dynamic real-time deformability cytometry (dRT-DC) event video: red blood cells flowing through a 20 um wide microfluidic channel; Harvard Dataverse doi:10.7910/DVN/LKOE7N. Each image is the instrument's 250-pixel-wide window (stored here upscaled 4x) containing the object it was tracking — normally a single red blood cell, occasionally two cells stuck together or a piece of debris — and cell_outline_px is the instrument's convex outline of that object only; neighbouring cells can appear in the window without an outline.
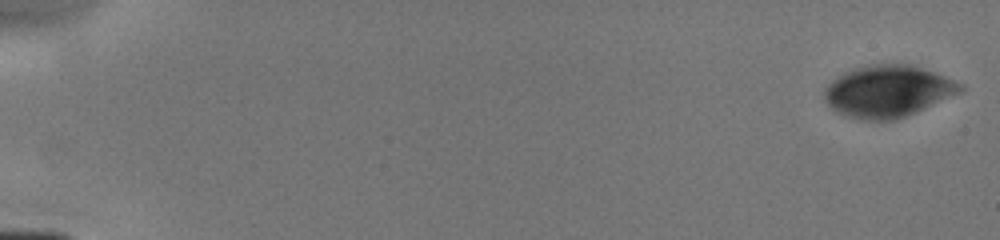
{"species": "human", "species_latin": "Homo sapiens", "temperature_condition": "cold", "stored_images_in_passage": 8, "camera_frame_rate_fps": 3000, "um_per_image_px": 0.085, "donor": {"sex": "male"}, "frame": {"image": 1, "passage_image": 1, "time_ms": 0.0, "image_size_px": [1000, 240], "cell_outline_px": [[964, 88], [960, 92], [916, 112], [896, 120], [860, 120], [844, 116], [836, 112], [824, 100], [824, 88], [832, 80], [844, 72], [868, 64], [912, 64], [944, 76], [964, 84]], "centroid_in_image_um": [75.44, 7.76], "position_along_channel_um": 9.6, "area_um2": 41.1}}
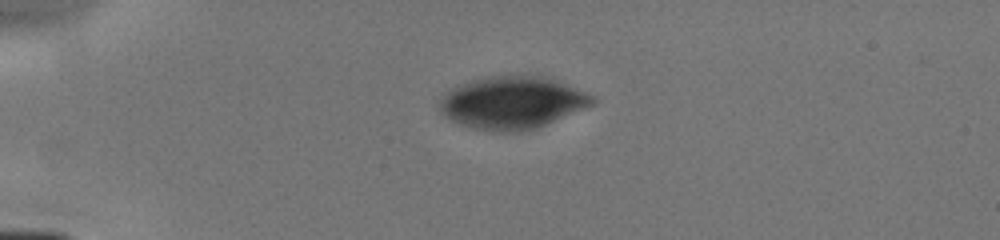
{"frame": {"image": 2, "passage_image": 5, "time_ms": 4.0, "image_size_px": [1000, 240], "cell_outline_px": [[596, 100], [592, 104], [536, 128], [520, 132], [500, 132], [472, 128], [460, 124], [444, 116], [440, 112], [440, 100], [452, 88], [476, 80], [496, 76], [540, 76], [564, 84], [584, 92], [592, 96]], "centroid_in_image_um": [43.5, 8.75], "position_along_channel_um": 41.5, "area_um2": 45.37}}
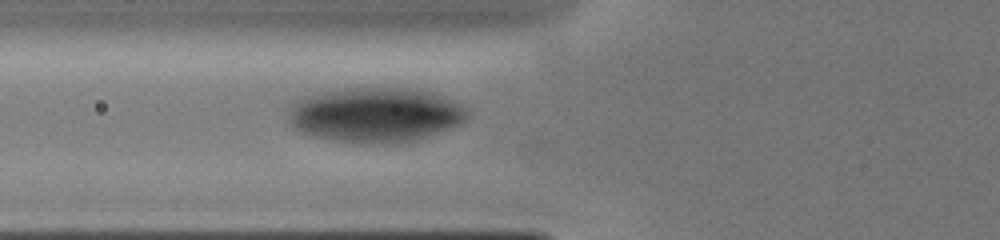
{"frame": {"image": 3, "passage_image": 8, "time_ms": 6.333, "image_size_px": [1000, 240], "cell_outline_px": [[468, 116], [460, 124], [420, 140], [332, 140], [316, 136], [304, 132], [296, 128], [288, 120], [292, 104], [296, 100], [320, 92], [348, 88], [416, 88], [444, 96], [460, 104], [468, 112]], "centroid_in_image_um": [31.95, 9.7], "position_along_channel_um": 93.9, "area_um2": 55.66}}